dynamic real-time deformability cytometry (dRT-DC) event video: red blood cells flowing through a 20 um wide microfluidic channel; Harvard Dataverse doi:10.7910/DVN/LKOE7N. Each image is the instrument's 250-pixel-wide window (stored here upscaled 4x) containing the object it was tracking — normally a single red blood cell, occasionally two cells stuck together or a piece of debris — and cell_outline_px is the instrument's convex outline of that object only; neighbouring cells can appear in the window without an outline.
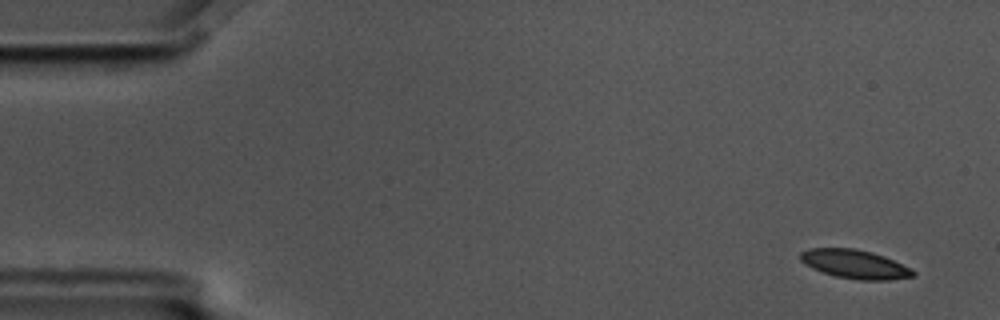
{"species": "common noctule bat (a hibernating species)", "species_latin": "Nyctalus noctula", "temperature_condition": "cold", "stored_images_in_passage": 6, "camera_frame_rate_fps": 3000, "um_per_image_px": 0.085, "animal": {"sex": "male", "body_mass_g": 17.5, "forearm_length_mm": 52.3}, "frame": {"image": 1, "passage_image": 2, "time_ms": 0.333, "image_size_px": [1000, 320], "cell_outline_px": [[916, 276], [888, 280], [860, 280], [836, 276], [812, 268], [804, 264], [800, 260], [800, 252], [808, 248], [852, 248], [872, 252], [884, 256], [916, 272]], "centroid_in_image_um": [72.63, 22.45], "position_along_channel_um": 12.4, "area_um2": 18.73}}